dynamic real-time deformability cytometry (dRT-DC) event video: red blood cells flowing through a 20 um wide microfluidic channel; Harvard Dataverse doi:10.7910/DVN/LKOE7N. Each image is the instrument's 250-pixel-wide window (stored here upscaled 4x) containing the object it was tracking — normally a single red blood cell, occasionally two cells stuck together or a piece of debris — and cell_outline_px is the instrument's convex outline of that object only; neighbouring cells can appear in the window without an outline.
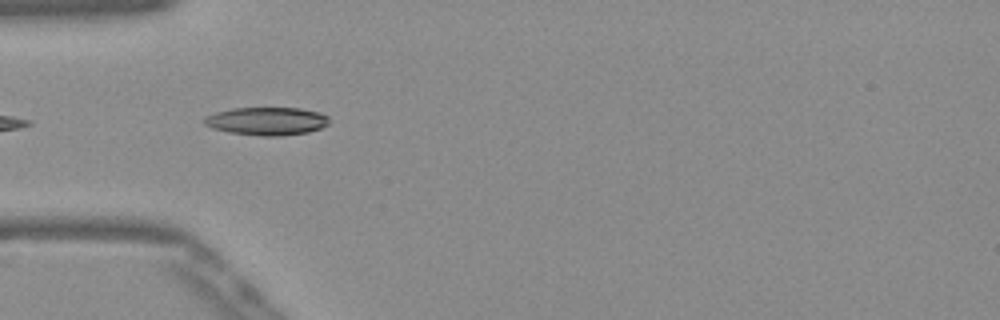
{"species": "Egyptian fruit bat (a non-hibernating species)", "species_latin": "Rousettus aegyptiacus", "temperature_condition": "warm", "stored_images_in_passage": 11, "camera_frame_rate_fps": 3000, "um_per_image_px": 0.085, "frame": {"image": 1, "passage_image": 2, "time_ms": 0.333, "image_size_px": [1000, 320], "cell_outline_px": [[328, 124], [320, 128], [308, 132], [280, 136], [260, 136], [228, 132], [212, 128], [204, 124], [204, 116], [216, 112], [232, 108], [300, 108], [320, 112], [328, 116]], "centroid_in_image_um": [22.66, 10.29], "position_along_channel_um": 62.3, "area_um2": 20.46}}
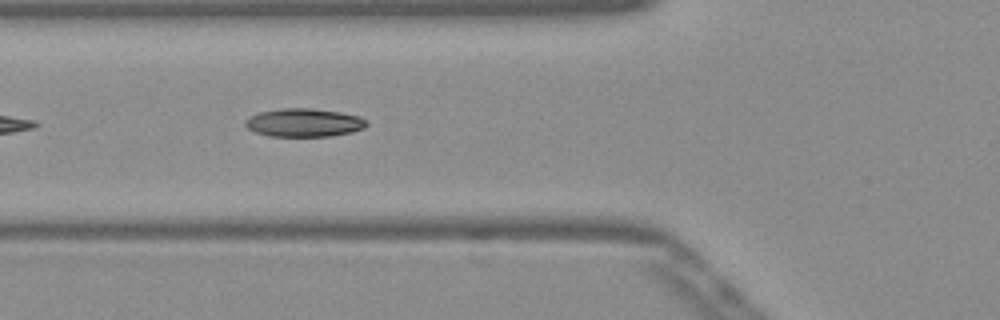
{"frame": {"image": 2, "passage_image": 5, "time_ms": 1.333, "image_size_px": [1000, 320], "cell_outline_px": [[368, 124], [364, 128], [352, 132], [328, 136], [268, 136], [256, 132], [248, 128], [244, 124], [244, 120], [248, 116], [260, 112], [284, 108], [312, 108], [340, 112], [360, 116], [368, 120]], "centroid_in_image_um": [25.85, 10.42], "position_along_channel_um": 100.0, "area_um2": 20.11}}
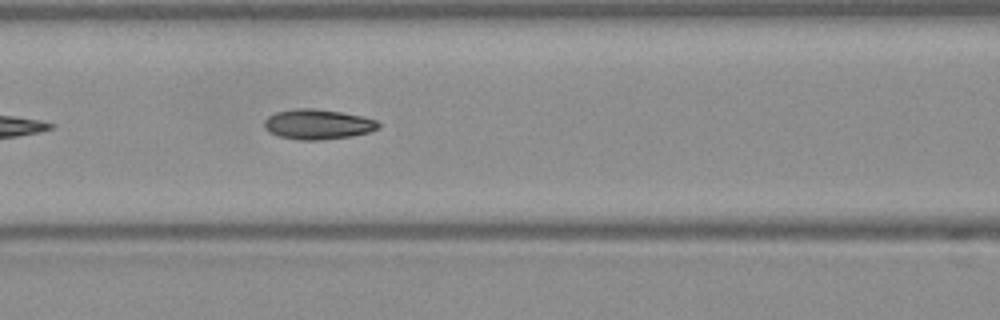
{"frame": {"image": 3, "passage_image": 8, "time_ms": 2.333, "image_size_px": [1000, 320], "cell_outline_px": [[380, 128], [368, 132], [352, 136], [320, 140], [296, 140], [280, 136], [268, 132], [264, 128], [264, 120], [268, 116], [276, 112], [296, 108], [312, 108], [340, 112], [360, 116], [376, 120], [380, 124]], "centroid_in_image_um": [26.98, 10.57], "position_along_channel_um": 139.6, "area_um2": 20.0}}